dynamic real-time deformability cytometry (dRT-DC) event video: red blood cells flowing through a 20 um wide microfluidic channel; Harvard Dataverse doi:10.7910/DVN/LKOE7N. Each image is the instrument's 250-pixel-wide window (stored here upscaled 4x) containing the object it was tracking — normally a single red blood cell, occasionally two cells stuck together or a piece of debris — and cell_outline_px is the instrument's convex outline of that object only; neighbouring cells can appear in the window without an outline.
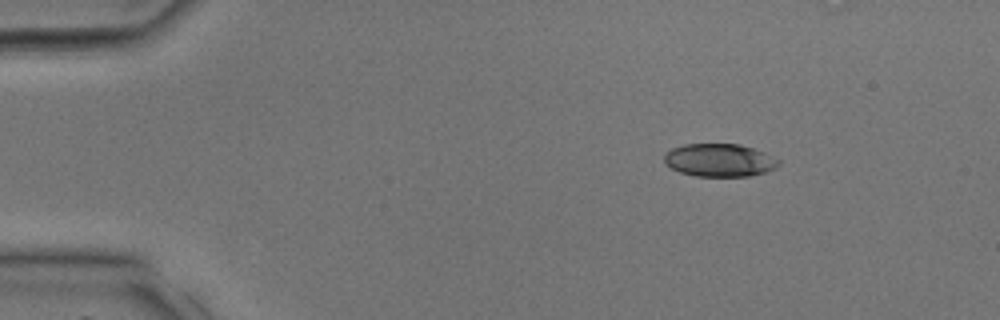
{"species": "common noctule bat (a hibernating species)", "species_latin": "Nyctalus noctula", "temperature_condition": "room temperature", "stored_images_in_passage": 28, "camera_frame_rate_fps": 3000, "um_per_image_px": 0.085, "animal": {"sex": "male", "body_mass_g": 17.9, "forearm_length_mm": 54.2}, "frame": {"image": 1, "passage_image": 1, "time_ms": 0.0, "image_size_px": [1000, 320], "cell_outline_px": [[780, 164], [776, 168], [764, 172], [748, 176], [696, 176], [680, 172], [664, 164], [664, 156], [672, 148], [684, 144], [740, 144], [764, 152], [780, 160]], "centroid_in_image_um": [61.16, 13.61], "position_along_channel_um": 23.8, "area_um2": 21.91}}
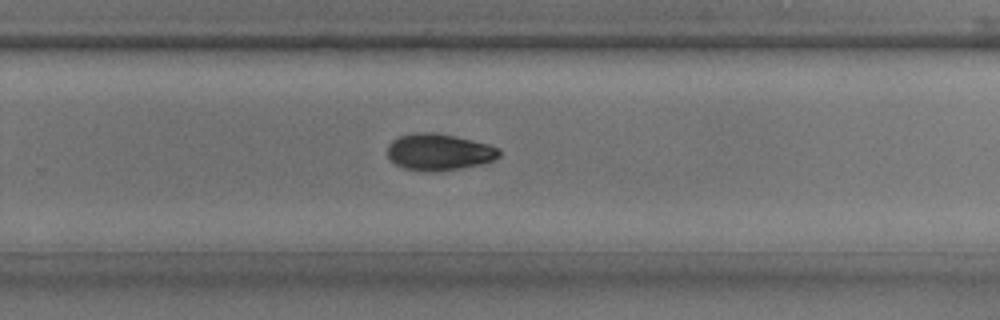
{"frame": {"image": 2, "passage_image": 19, "time_ms": 6.0, "image_size_px": [1000, 320], "cell_outline_px": [[500, 156], [496, 160], [480, 164], [460, 168], [436, 172], [428, 172], [404, 168], [396, 164], [388, 156], [388, 144], [392, 140], [400, 136], [412, 132], [436, 132], [456, 136], [488, 144], [500, 148]], "centroid_in_image_um": [37.33, 12.91], "position_along_channel_um": 292.5, "area_um2": 24.04}}
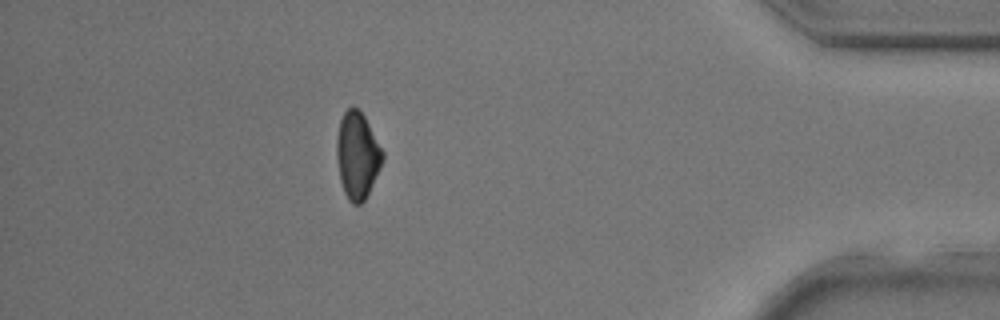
{"frame": {"image": 3, "passage_image": 27, "time_ms": 8.667, "image_size_px": [1000, 320], "cell_outline_px": [[384, 160], [364, 200], [360, 204], [352, 204], [348, 200], [344, 192], [340, 180], [336, 160], [336, 140], [340, 120], [344, 112], [352, 104], [364, 116], [384, 152]], "centroid_in_image_um": [30.36, 13.2], "position_along_channel_um": 404.8, "area_um2": 23.18}}